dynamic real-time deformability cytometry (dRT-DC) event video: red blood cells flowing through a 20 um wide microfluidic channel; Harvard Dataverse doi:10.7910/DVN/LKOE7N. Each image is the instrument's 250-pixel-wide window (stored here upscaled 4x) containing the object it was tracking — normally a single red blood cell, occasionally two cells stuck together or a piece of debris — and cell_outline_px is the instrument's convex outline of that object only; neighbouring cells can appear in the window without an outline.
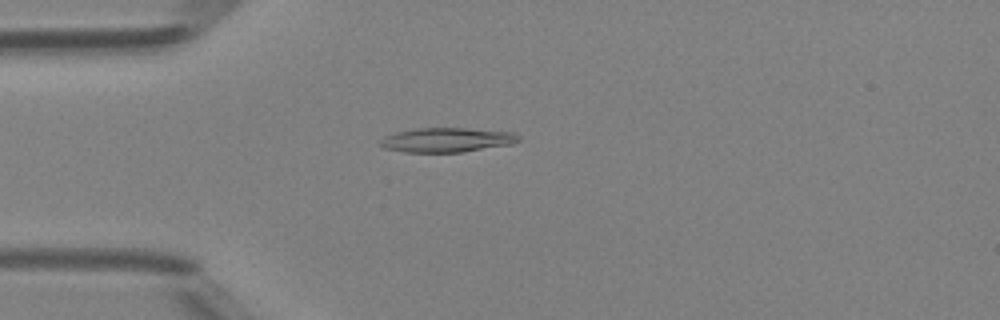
{"species": "Egyptian fruit bat (a non-hibernating species)", "species_latin": "Rousettus aegyptiacus", "temperature_condition": "room temperature", "stored_images_in_passage": 45, "camera_frame_rate_fps": 3000, "um_per_image_px": 0.085, "animal": {"sex": "female"}, "frame": {"image": 1, "passage_image": 10, "time_ms": 3.0, "image_size_px": [1000, 320], "cell_outline_px": [[520, 140], [512, 144], [464, 152], [404, 152], [384, 148], [380, 144], [380, 140], [384, 136], [396, 132], [416, 128], [464, 128], [516, 132], [520, 136]], "centroid_in_image_um": [38.01, 11.89], "position_along_channel_um": 47.0, "area_um2": 19.83}}
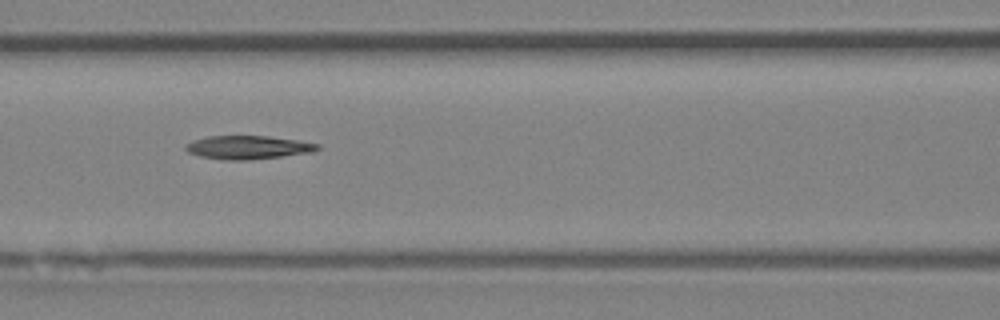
{"frame": {"image": 2, "passage_image": 18, "time_ms": 5.667, "image_size_px": [1000, 320], "cell_outline_px": [[320, 148], [308, 152], [280, 156], [248, 160], [232, 160], [200, 156], [188, 152], [184, 148], [184, 144], [192, 140], [208, 136], [268, 136], [300, 140], [320, 144]], "centroid_in_image_um": [21.04, 12.51], "position_along_channel_um": 145.6, "area_um2": 17.86}}
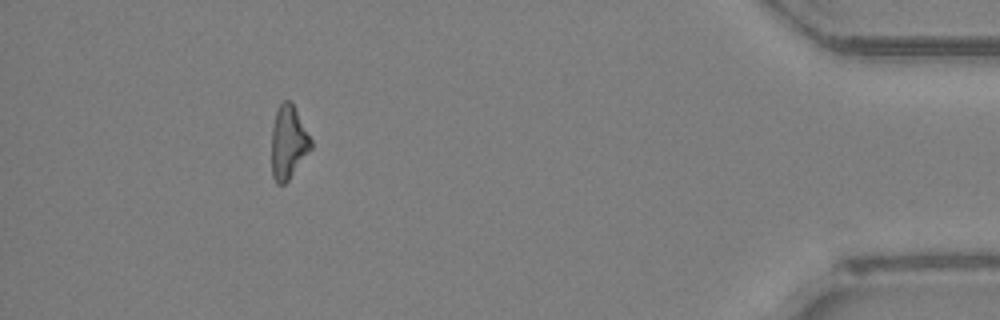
{"frame": {"image": 3, "passage_image": 41, "time_ms": 13.333, "image_size_px": [1000, 320], "cell_outline_px": [[312, 148], [288, 180], [284, 184], [276, 184], [272, 176], [272, 128], [276, 112], [280, 104], [284, 100], [288, 100], [292, 104], [312, 140]], "centroid_in_image_um": [24.5, 12.13], "position_along_channel_um": 410.7, "area_um2": 16.53}}